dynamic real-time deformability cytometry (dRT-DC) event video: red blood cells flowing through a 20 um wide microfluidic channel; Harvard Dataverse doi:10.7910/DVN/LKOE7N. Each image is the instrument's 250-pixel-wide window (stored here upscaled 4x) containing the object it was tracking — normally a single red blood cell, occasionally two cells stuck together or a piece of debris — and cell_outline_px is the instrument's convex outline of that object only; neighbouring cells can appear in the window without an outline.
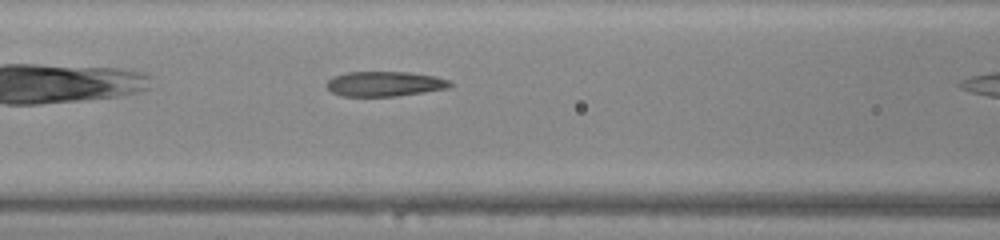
{"species": "common noctule bat (a hibernating species)", "species_latin": "Nyctalus noctula", "temperature_condition": "warm", "stored_images_in_passage": 7, "camera_frame_rate_fps": 3000, "um_per_image_px": 0.085, "animal": {"sex": "male", "body_mass_g": 20.0, "forearm_length_mm": 53.3}, "frame": {"image": 1, "passage_image": 6, "time_ms": 1.667, "image_size_px": [1000, 240], "cell_outline_px": [[452, 84], [448, 88], [424, 92], [396, 96], [340, 96], [332, 92], [324, 84], [332, 76], [348, 72], [408, 72], [436, 76], [448, 80]], "centroid_in_image_um": [32.66, 7.12], "position_along_channel_um": 133.9, "area_um2": 17.98}}